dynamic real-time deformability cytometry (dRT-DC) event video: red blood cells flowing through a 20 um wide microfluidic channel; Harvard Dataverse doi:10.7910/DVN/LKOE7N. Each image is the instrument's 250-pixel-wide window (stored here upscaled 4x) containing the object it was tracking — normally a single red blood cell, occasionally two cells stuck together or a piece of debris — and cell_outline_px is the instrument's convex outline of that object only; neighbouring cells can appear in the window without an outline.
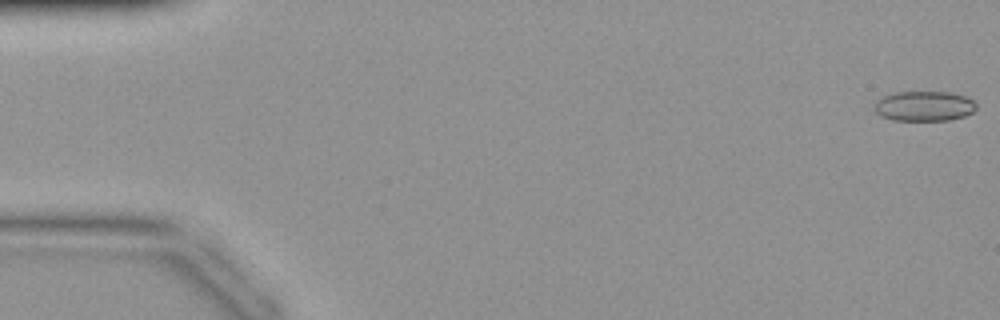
{"species": "common noctule bat (a hibernating species)", "species_latin": "Nyctalus noctula", "temperature_condition": "warm", "stored_images_in_passage": 43, "camera_frame_rate_fps": 3000, "um_per_image_px": 0.085, "animal": {"sex": "female", "body_mass_g": 19.9}, "frame": {"image": 1, "passage_image": 1, "time_ms": 0.0, "image_size_px": [1000, 320], "cell_outline_px": [[976, 108], [972, 112], [964, 116], [948, 120], [892, 120], [880, 116], [872, 108], [876, 100], [880, 96], [892, 92], [952, 92], [968, 96], [976, 104]], "centroid_in_image_um": [78.5, 9.0], "position_along_channel_um": 6.5, "area_um2": 18.15}}
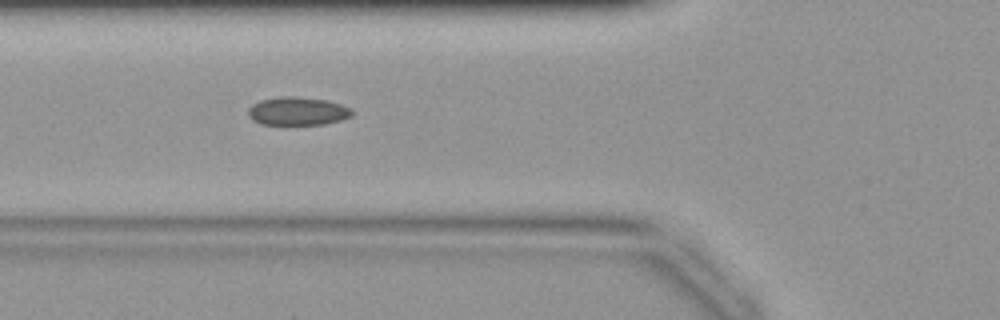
{"frame": {"image": 2, "passage_image": 16, "time_ms": 5.0, "image_size_px": [1000, 320], "cell_outline_px": [[352, 116], [340, 120], [324, 124], [260, 124], [252, 120], [248, 116], [248, 108], [252, 104], [260, 100], [280, 96], [296, 96], [328, 100], [352, 108]], "centroid_in_image_um": [25.28, 9.44], "position_along_channel_um": 100.5, "area_um2": 17.22}}
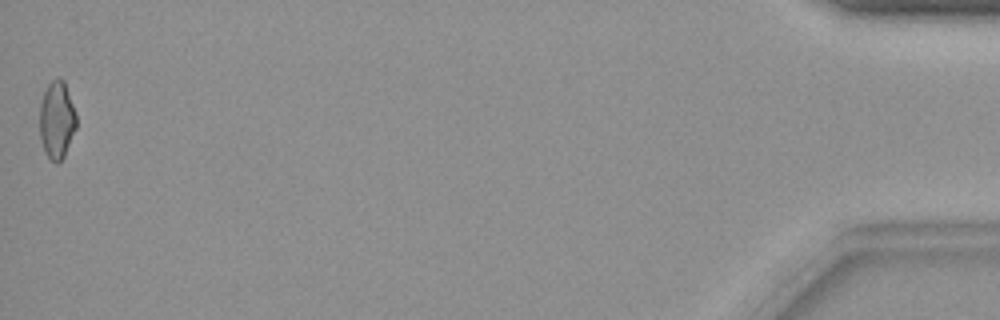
{"frame": {"image": 3, "passage_image": 43, "time_ms": 14.0, "image_size_px": [1000, 320], "cell_outline_px": [[76, 128], [64, 156], [56, 164], [44, 152], [40, 140], [40, 104], [44, 92], [48, 84], [52, 80], [64, 80], [76, 112]], "centroid_in_image_um": [4.83, 10.21], "position_along_channel_um": 430.4, "area_um2": 16.47}}